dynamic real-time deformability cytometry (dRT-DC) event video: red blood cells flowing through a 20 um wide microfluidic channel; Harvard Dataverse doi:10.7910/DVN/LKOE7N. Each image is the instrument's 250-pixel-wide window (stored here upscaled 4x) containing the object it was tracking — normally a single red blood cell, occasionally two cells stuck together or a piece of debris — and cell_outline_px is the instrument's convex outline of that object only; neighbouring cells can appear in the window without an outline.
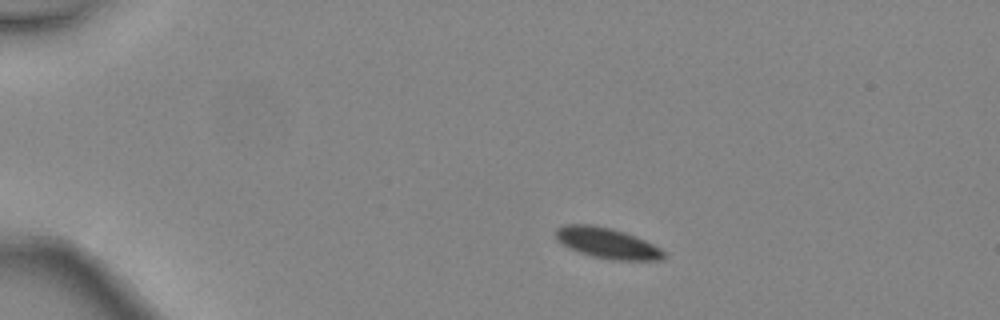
{"species": "common noctule bat (a hibernating species)", "species_latin": "Nyctalus noctula", "temperature_condition": "warm", "stored_images_in_passage": 2, "camera_frame_rate_fps": 3000, "um_per_image_px": 0.085, "animal": {"sex": "female", "body_mass_g": 24.6, "forearm_length_mm": 56.2}, "frame": {"image": 1, "passage_image": 1, "time_ms": 0.0, "image_size_px": [1000, 320], "cell_outline_px": [[664, 256], [660, 260], [612, 260], [592, 256], [568, 248], [560, 244], [556, 240], [556, 228], [564, 224], [592, 224], [612, 228], [624, 232], [644, 240], [660, 248], [664, 252]], "centroid_in_image_um": [51.55, 20.65], "position_along_channel_um": 33.5, "area_um2": 19.31}}